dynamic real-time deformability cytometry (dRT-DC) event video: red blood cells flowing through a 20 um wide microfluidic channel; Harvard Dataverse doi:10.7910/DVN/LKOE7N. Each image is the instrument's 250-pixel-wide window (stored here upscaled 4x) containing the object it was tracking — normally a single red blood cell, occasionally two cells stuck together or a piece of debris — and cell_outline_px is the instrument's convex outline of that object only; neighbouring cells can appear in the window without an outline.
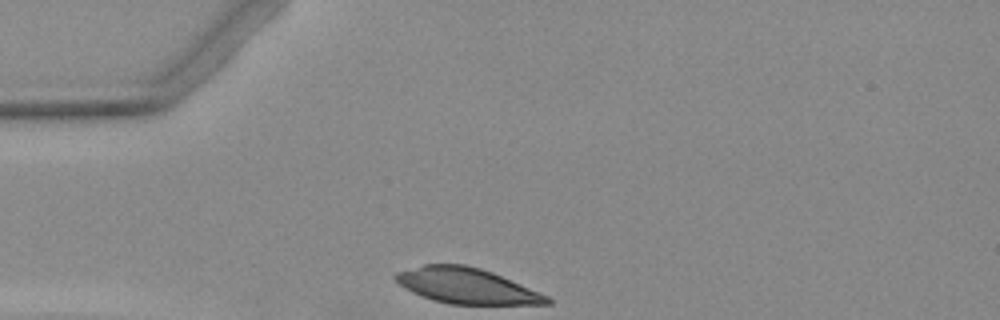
{"species": "Egyptian fruit bat (a non-hibernating species)", "species_latin": "Rousettus aegyptiacus", "temperature_condition": "warm", "stored_images_in_passage": 2, "camera_frame_rate_fps": 3000, "um_per_image_px": 0.085, "animal": {"sex": "female"}, "frame": {"image": 1, "passage_image": 1, "time_ms": 0.0, "image_size_px": [1000, 320], "cell_outline_px": [[552, 304], [448, 304], [432, 300], [420, 296], [404, 288], [392, 276], [396, 272], [424, 264], [464, 264], [480, 268], [492, 272], [548, 296], [552, 300]], "centroid_in_image_um": [39.62, 24.29], "position_along_channel_um": 45.4, "area_um2": 31.27}}